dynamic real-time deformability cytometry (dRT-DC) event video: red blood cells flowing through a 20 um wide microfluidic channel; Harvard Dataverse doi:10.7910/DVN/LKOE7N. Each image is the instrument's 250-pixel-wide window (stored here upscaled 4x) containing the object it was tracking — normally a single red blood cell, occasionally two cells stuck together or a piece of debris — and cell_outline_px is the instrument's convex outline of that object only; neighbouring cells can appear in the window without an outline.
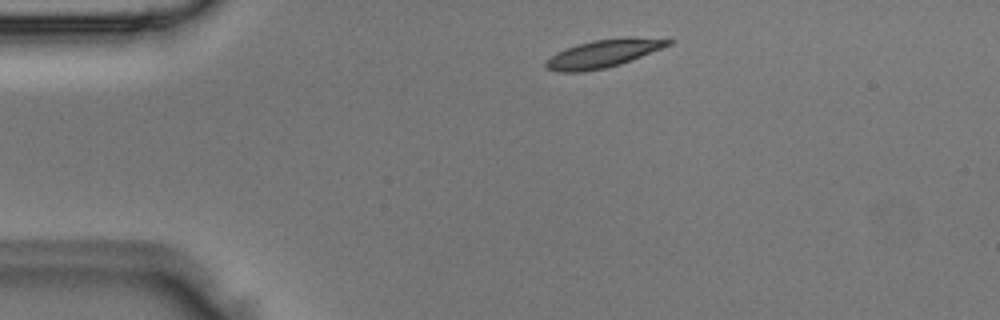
{"species": "Egyptian fruit bat (a non-hibernating species)", "species_latin": "Rousettus aegyptiacus", "temperature_condition": "room temperature", "stored_images_in_passage": 2, "camera_frame_rate_fps": 3000, "um_per_image_px": 0.085, "animal": {"sex": "male"}, "frame": {"image": 1, "passage_image": 1, "time_ms": 0.0, "image_size_px": [1000, 320], "cell_outline_px": [[676, 40], [672, 44], [620, 64], [604, 68], [580, 72], [560, 72], [544, 68], [544, 64], [556, 52], [564, 48], [576, 44], [592, 40], [628, 36]], "centroid_in_image_um": [51.27, 4.53], "position_along_channel_um": 33.7, "area_um2": 19.94}}